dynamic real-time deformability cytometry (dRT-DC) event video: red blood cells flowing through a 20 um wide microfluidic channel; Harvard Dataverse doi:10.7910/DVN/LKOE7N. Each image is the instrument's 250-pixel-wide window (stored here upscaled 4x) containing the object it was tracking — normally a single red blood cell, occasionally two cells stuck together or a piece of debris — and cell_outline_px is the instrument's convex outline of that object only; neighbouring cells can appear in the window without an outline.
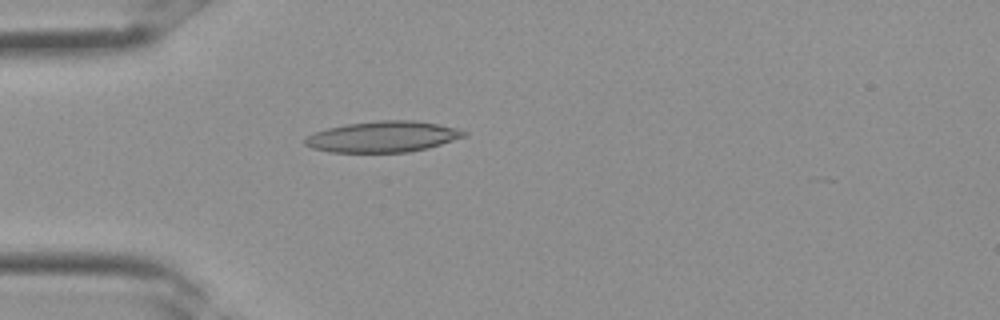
{"species": "Egyptian fruit bat (a non-hibernating species)", "species_latin": "Rousettus aegyptiacus", "temperature_condition": "room temperature", "stored_images_in_passage": 22, "camera_frame_rate_fps": 3000, "um_per_image_px": 0.085, "frame": {"image": 1, "passage_image": 9, "time_ms": 2.667, "image_size_px": [1000, 320], "cell_outline_px": [[468, 136], [428, 148], [408, 152], [332, 152], [312, 148], [304, 144], [304, 140], [308, 136], [316, 132], [328, 128], [348, 124], [376, 120], [412, 120], [436, 124], [456, 128], [468, 132]], "centroid_in_image_um": [32.58, 11.62], "position_along_channel_um": 52.4, "area_um2": 28.55}}
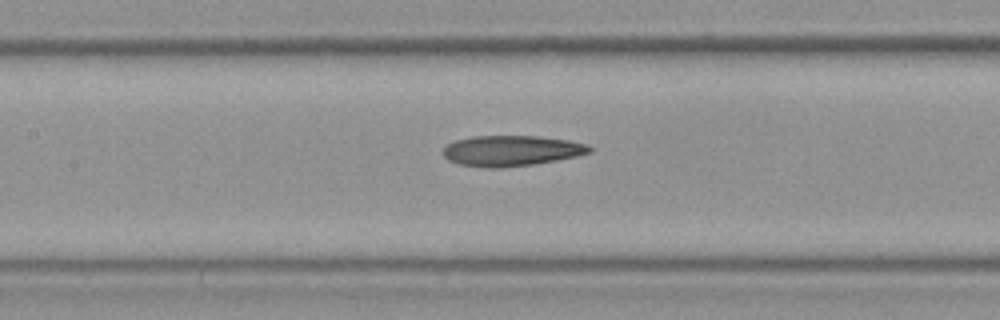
{"frame": {"image": 2, "passage_image": 15, "time_ms": 4.667, "image_size_px": [1000, 320], "cell_outline_px": [[592, 152], [576, 156], [556, 160], [532, 164], [500, 168], [484, 168], [456, 164], [448, 160], [444, 156], [444, 148], [448, 144], [456, 140], [472, 136], [536, 136], [568, 140], [588, 144], [592, 148]], "centroid_in_image_um": [43.45, 12.82], "position_along_channel_um": 163.9, "area_um2": 26.13}}
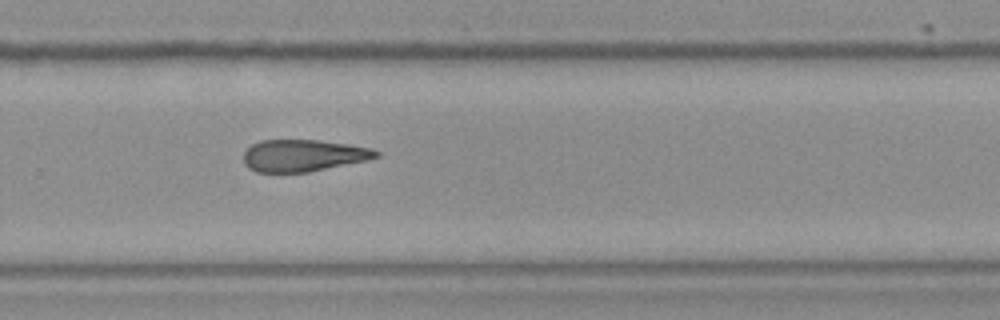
{"frame": {"image": 3, "passage_image": 22, "time_ms": 7.0, "image_size_px": [1000, 320], "cell_outline_px": [[380, 156], [368, 160], [308, 172], [256, 172], [248, 168], [244, 164], [244, 152], [252, 144], [260, 140], [320, 140], [348, 144], [372, 148], [380, 152]], "centroid_in_image_um": [25.79, 13.21], "position_along_channel_um": 304.0, "area_um2": 24.74}}